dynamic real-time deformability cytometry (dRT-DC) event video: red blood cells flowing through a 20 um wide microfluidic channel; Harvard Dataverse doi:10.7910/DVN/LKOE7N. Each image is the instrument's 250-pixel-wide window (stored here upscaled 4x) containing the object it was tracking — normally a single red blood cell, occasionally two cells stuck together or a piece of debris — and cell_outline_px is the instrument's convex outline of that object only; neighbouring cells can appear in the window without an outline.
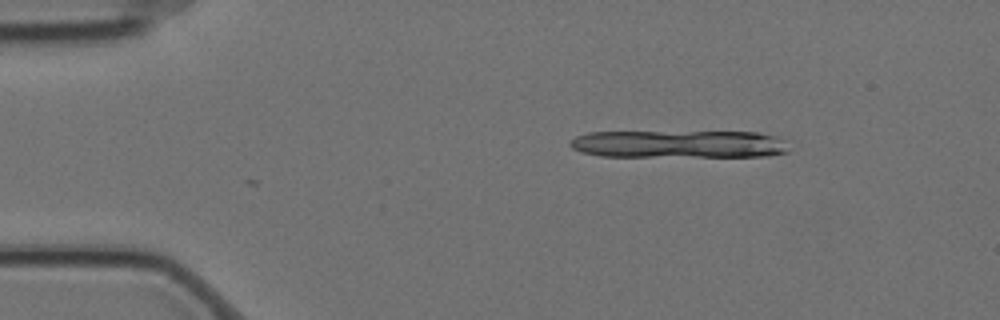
{"species": "Egyptian fruit bat (a non-hibernating species)", "species_latin": "Rousettus aegyptiacus", "temperature_condition": "cold", "stored_images_in_passage": 6, "camera_frame_rate_fps": 3000, "um_per_image_px": 0.085, "animal": {"sex": "female"}, "frame": {"image": 1, "passage_image": 3, "time_ms": 0.667, "image_size_px": [1000, 320], "cell_outline_px": [[788, 152], [768, 156], [600, 156], [580, 152], [572, 148], [568, 144], [576, 136], [588, 132], [760, 132], [776, 136], [784, 140]], "centroid_in_image_um": [57.7, 12.24], "position_along_channel_um": 27.3, "area_um2": 35.32}}